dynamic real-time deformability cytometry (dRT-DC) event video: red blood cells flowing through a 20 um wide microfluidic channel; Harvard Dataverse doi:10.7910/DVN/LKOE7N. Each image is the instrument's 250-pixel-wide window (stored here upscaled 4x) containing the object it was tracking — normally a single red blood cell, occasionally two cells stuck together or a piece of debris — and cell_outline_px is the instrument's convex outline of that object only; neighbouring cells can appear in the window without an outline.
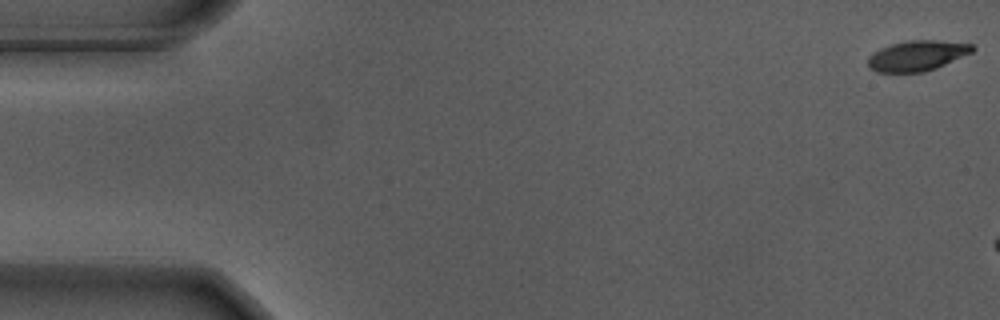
{"species": "Egyptian fruit bat (a non-hibernating species)", "species_latin": "Rousettus aegyptiacus", "temperature_condition": "warm", "stored_images_in_passage": 49, "camera_frame_rate_fps": 3000, "um_per_image_px": 0.085, "animal": {"sex": "male"}, "frame": {"image": 1, "passage_image": 1, "time_ms": 0.0, "image_size_px": [1000, 320], "cell_outline_px": [[976, 48], [972, 52], [936, 68], [924, 72], [876, 72], [868, 68], [868, 56], [880, 48], [892, 44], [908, 40], [936, 40], [972, 44]], "centroid_in_image_um": [77.93, 4.73], "position_along_channel_um": 7.1, "area_um2": 18.44}}
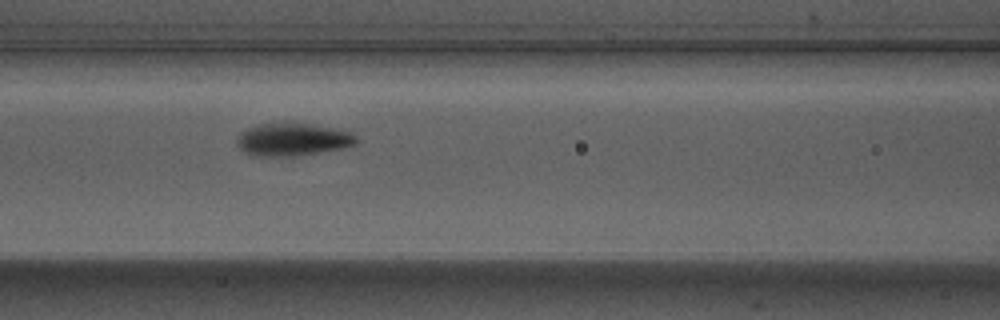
{"frame": {"image": 2, "passage_image": 24, "time_ms": 7.667, "image_size_px": [1000, 320], "cell_outline_px": [[356, 140], [352, 144], [340, 148], [292, 156], [252, 156], [244, 152], [236, 144], [236, 136], [240, 132], [248, 128], [260, 124], [288, 120], [312, 124], [332, 128], [348, 132], [356, 136]], "centroid_in_image_um": [24.75, 11.82], "position_along_channel_um": 141.9, "area_um2": 22.89}}
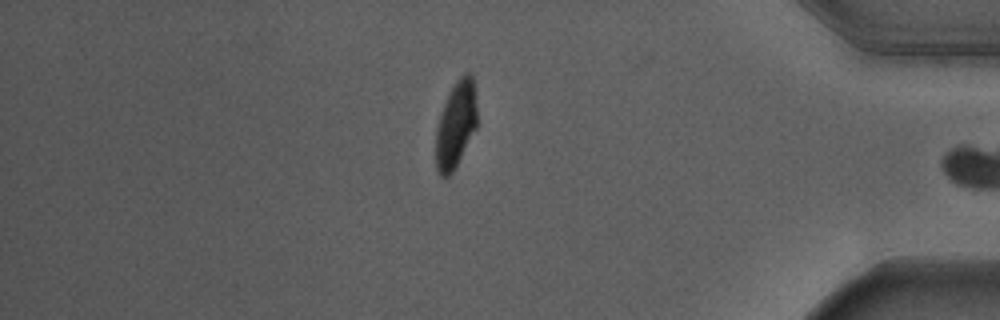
{"frame": {"image": 3, "passage_image": 48, "time_ms": 15.667, "image_size_px": [1000, 320], "cell_outline_px": [[476, 128], [452, 172], [448, 176], [440, 176], [436, 172], [436, 128], [440, 112], [448, 92], [456, 80], [460, 76], [468, 72], [472, 76], [476, 108]], "centroid_in_image_um": [38.71, 10.58], "position_along_channel_um": 396.5, "area_um2": 20.58}, "authors_computed_cell_mechanics": {"area_um2": 21.386, "velocity_mm_per_s": 3.6444, "shape_relaxation_time_tau1_ms": 2.2011, "shape_relaxation_time_tau2_ms": 0.4965, "deformation_change_tau1": 0.1906, "deformation_change_tau2": 0.0484}}